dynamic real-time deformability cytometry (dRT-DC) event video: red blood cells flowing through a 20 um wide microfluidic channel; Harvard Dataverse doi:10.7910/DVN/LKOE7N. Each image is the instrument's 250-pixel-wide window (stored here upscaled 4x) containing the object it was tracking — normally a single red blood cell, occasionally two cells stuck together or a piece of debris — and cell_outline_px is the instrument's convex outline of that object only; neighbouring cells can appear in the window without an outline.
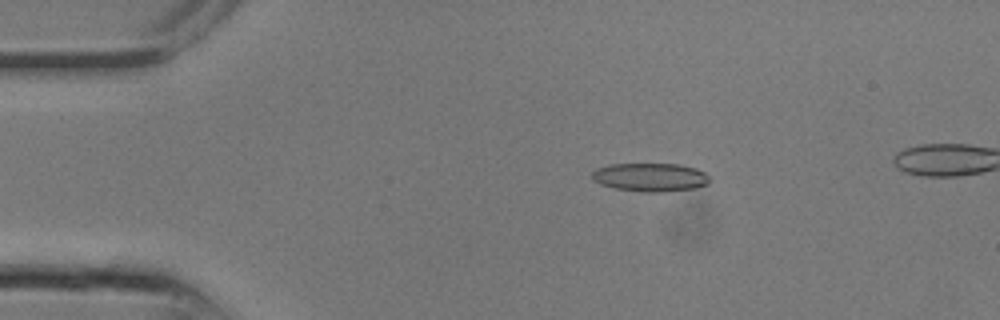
{"species": "common noctule bat (a hibernating species)", "species_latin": "Nyctalus noctula", "temperature_condition": "room temperature", "stored_images_in_passage": 8, "camera_frame_rate_fps": 3000, "um_per_image_px": 0.085, "animal": {"sex": "male", "body_mass_g": 13.3}, "frame": {"image": 1, "passage_image": 4, "time_ms": 1.0, "image_size_px": [1000, 320], "cell_outline_px": [[712, 180], [708, 184], [696, 188], [660, 192], [644, 192], [612, 188], [600, 184], [592, 180], [592, 172], [596, 168], [608, 164], [680, 164], [696, 168], [704, 172]], "centroid_in_image_um": [55.27, 15.06], "position_along_channel_um": 29.7, "area_um2": 19.77}}